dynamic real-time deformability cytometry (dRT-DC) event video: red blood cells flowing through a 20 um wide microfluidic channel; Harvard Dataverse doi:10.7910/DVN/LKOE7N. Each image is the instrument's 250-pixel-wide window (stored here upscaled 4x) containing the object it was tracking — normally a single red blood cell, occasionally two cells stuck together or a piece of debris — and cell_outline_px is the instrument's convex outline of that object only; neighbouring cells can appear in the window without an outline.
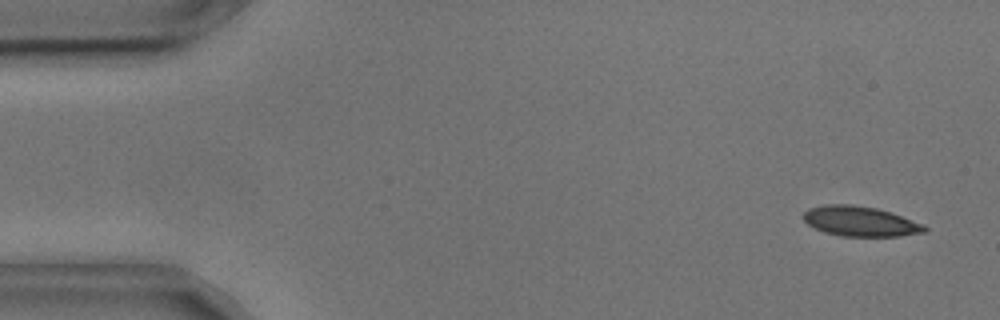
{"species": "common noctule bat (a hibernating species)", "species_latin": "Nyctalus noctula", "temperature_condition": "cold", "stored_images_in_passage": 54, "camera_frame_rate_fps": 3000, "um_per_image_px": 0.085, "animal": {"sex": "male", "body_mass_g": 17.9, "forearm_length_mm": 54.2}, "frame": {"image": 1, "passage_image": 3, "time_ms": 0.667, "image_size_px": [1000, 320], "cell_outline_px": [[928, 228], [924, 232], [900, 236], [840, 236], [824, 232], [808, 224], [804, 220], [804, 212], [808, 208], [824, 204], [852, 204], [876, 208], [892, 212], [924, 224]], "centroid_in_image_um": [73.13, 18.8], "position_along_channel_um": 11.9, "area_um2": 21.27}}
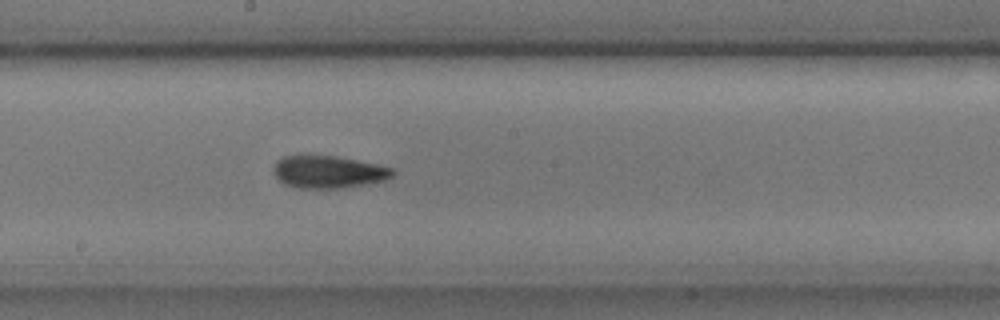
{"frame": {"image": 2, "passage_image": 29, "time_ms": 9.333, "image_size_px": [1000, 320], "cell_outline_px": [[396, 172], [392, 176], [384, 180], [368, 184], [344, 188], [296, 188], [284, 184], [272, 172], [272, 168], [284, 156], [336, 156], [396, 168]], "centroid_in_image_um": [27.95, 14.63], "position_along_channel_um": 220.2, "area_um2": 22.48}}
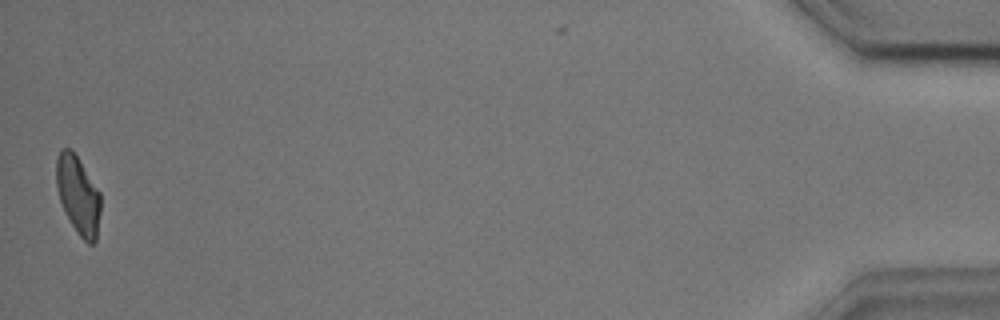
{"frame": {"image": 3, "passage_image": 54, "time_ms": 17.667, "image_size_px": [1000, 320], "cell_outline_px": [[100, 212], [96, 240], [92, 244], [88, 244], [80, 236], [72, 224], [60, 200], [56, 188], [56, 160], [60, 148], [68, 148], [76, 156], [100, 192]], "centroid_in_image_um": [6.63, 16.58], "position_along_channel_um": 428.6, "area_um2": 19.77}, "authors_computed_cell_mechanics": {"area_um2": 21.4727, "velocity_mm_per_s": 3.6336, "shape_relaxation_time_tau1_ms": 6.9086, "shape_relaxation_time_tau2_ms": 3.3686, "deformation_change_tau1": 0.1556, "deformation_change_tau2": 0.1013}}